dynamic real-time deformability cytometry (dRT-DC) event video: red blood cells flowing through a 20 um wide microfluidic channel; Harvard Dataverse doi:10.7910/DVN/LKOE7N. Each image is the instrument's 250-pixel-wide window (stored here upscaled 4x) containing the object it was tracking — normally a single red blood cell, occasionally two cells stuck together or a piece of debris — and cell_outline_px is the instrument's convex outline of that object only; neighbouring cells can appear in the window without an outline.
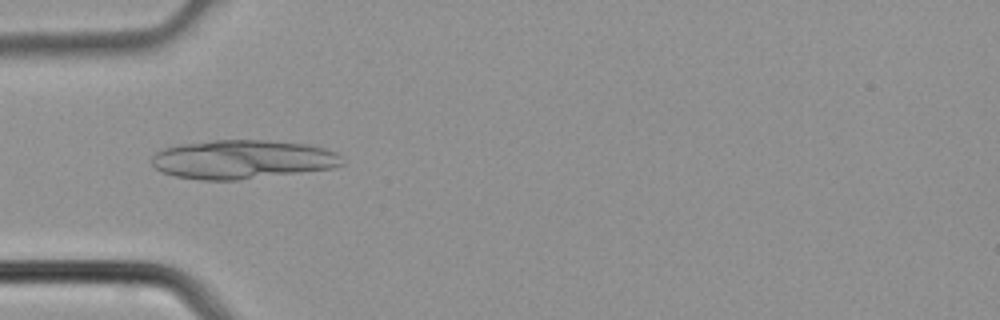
{"species": "common noctule bat (a hibernating species)", "species_latin": "Nyctalus noctula", "temperature_condition": "cold", "stored_images_in_passage": 3, "camera_frame_rate_fps": 3000, "um_per_image_px": 0.085, "animal": {"sex": "male", "body_mass_g": 21.5, "forearm_length_mm": 52.0}, "frame": {"image": 1, "passage_image": 3, "time_ms": 0.667, "image_size_px": [1000, 320], "cell_outline_px": [[344, 164], [336, 168], [236, 180], [200, 180], [176, 176], [164, 172], [156, 168], [152, 164], [152, 156], [156, 152], [164, 148], [180, 144], [212, 140], [264, 140], [304, 144], [324, 148], [336, 152], [340, 156]], "centroid_in_image_um": [20.61, 13.55], "position_along_channel_um": 64.4, "area_um2": 43.06}}